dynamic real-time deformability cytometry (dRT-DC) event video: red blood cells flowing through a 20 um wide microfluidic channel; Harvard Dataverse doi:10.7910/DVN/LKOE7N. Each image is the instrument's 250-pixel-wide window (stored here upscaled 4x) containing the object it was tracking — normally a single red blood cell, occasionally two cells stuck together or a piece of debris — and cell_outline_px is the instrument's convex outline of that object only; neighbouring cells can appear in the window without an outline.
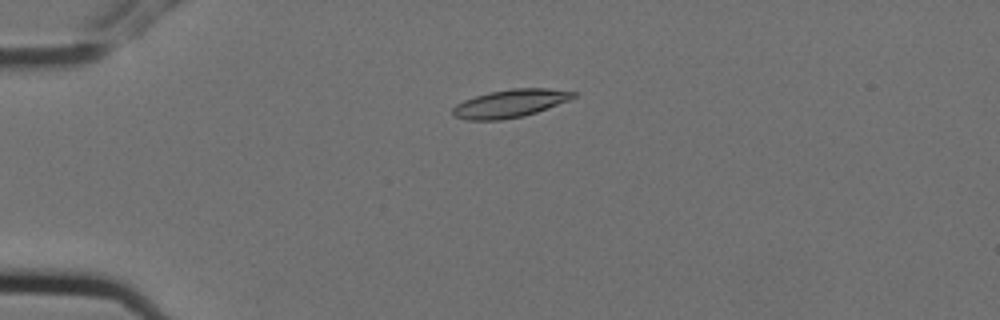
{"species": "Egyptian fruit bat (a non-hibernating species)", "species_latin": "Rousettus aegyptiacus", "temperature_condition": "cold", "stored_images_in_passage": 6, "camera_frame_rate_fps": 3000, "um_per_image_px": 0.085, "animal": {"sex": "female"}, "frame": {"image": 1, "passage_image": 4, "time_ms": 1.0, "image_size_px": [1000, 320], "cell_outline_px": [[576, 96], [568, 100], [548, 108], [524, 116], [500, 120], [468, 120], [452, 116], [452, 108], [456, 104], [464, 100], [488, 92], [512, 88], [548, 88], [576, 92]], "centroid_in_image_um": [43.33, 8.79], "position_along_channel_um": 41.7, "area_um2": 19.65}}
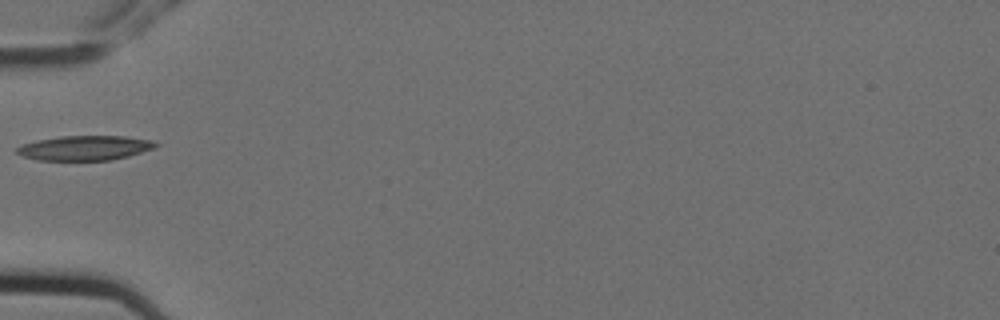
{"frame": {"image": 2, "passage_image": 5, "time_ms": 1.333, "image_size_px": [1000, 320], "cell_outline_px": [[160, 144], [152, 148], [128, 156], [112, 160], [36, 160], [24, 156], [16, 152], [16, 148], [20, 144], [36, 140], [60, 136], [124, 136], [152, 140]], "centroid_in_image_um": [7.17, 12.57], "position_along_channel_um": 77.8, "area_um2": 19.94}}
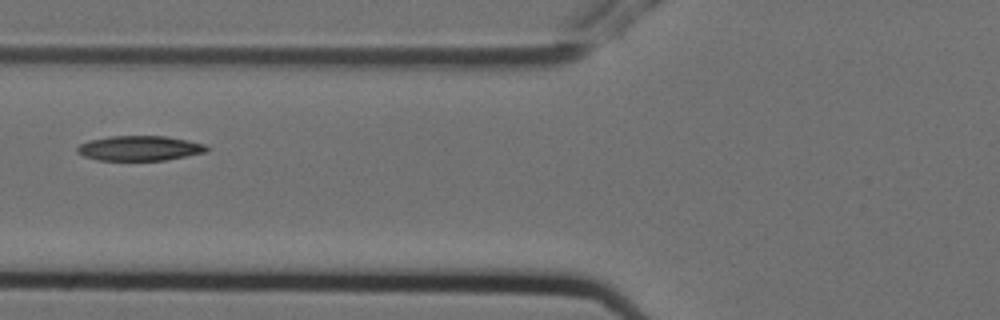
{"frame": {"image": 3, "passage_image": 6, "time_ms": 1.667, "image_size_px": [1000, 320], "cell_outline_px": [[208, 148], [204, 152], [164, 160], [96, 160], [84, 156], [76, 152], [76, 148], [80, 144], [88, 140], [108, 136], [164, 136], [188, 140], [204, 144]], "centroid_in_image_um": [11.79, 12.59], "position_along_channel_um": 114.0, "area_um2": 18.67}}